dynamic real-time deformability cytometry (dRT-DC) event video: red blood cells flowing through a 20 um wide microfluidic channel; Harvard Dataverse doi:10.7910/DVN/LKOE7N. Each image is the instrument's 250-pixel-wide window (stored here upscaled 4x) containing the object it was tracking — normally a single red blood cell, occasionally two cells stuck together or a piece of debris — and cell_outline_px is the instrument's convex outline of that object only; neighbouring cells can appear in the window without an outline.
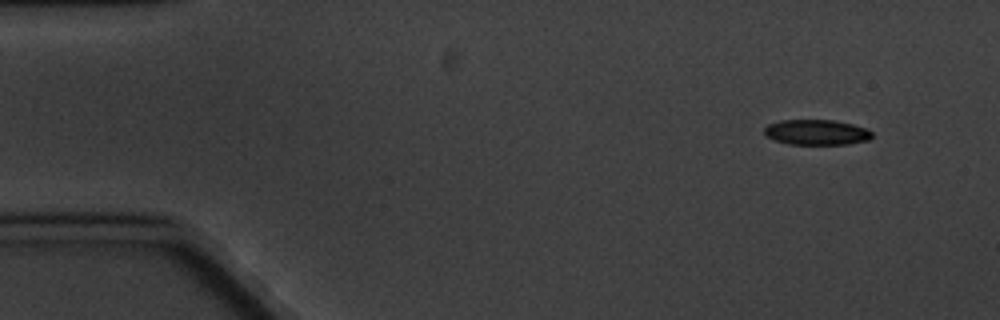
{"species": "common noctule bat (a hibernating species)", "species_latin": "Nyctalus noctula", "temperature_condition": "cold", "stored_images_in_passage": 8, "camera_frame_rate_fps": 3000, "um_per_image_px": 0.085, "animal": {"sex": "male", "body_mass_g": 20.1, "forearm_length_mm": 53.5}, "frame": {"image": 1, "passage_image": 1, "time_ms": 0.0, "image_size_px": [1000, 320], "cell_outline_px": [[872, 136], [868, 140], [848, 144], [788, 144], [772, 140], [764, 136], [764, 128], [768, 124], [780, 120], [836, 120], [852, 124], [864, 128], [872, 132]], "centroid_in_image_um": [69.35, 11.24], "position_along_channel_um": 15.7, "area_um2": 16.01}}
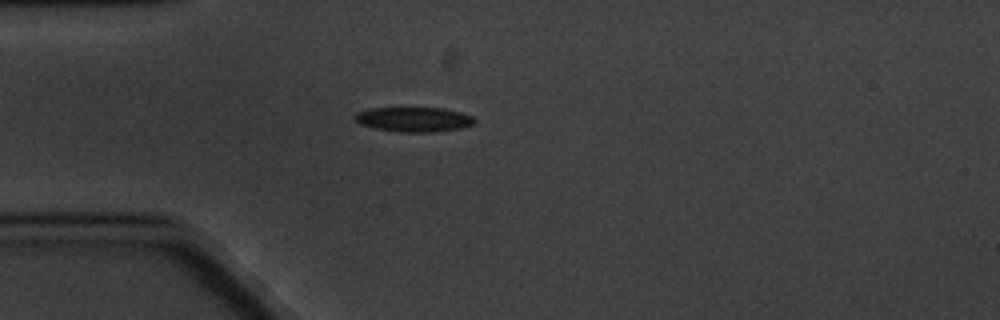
{"frame": {"image": 2, "passage_image": 4, "time_ms": 3.667, "image_size_px": [1000, 320], "cell_outline_px": [[476, 120], [472, 124], [460, 128], [436, 132], [400, 132], [376, 128], [360, 124], [352, 116], [356, 112], [368, 108], [444, 108], [460, 112], [472, 116]], "centroid_in_image_um": [35.15, 10.14], "position_along_channel_um": 49.9, "area_um2": 17.22}}